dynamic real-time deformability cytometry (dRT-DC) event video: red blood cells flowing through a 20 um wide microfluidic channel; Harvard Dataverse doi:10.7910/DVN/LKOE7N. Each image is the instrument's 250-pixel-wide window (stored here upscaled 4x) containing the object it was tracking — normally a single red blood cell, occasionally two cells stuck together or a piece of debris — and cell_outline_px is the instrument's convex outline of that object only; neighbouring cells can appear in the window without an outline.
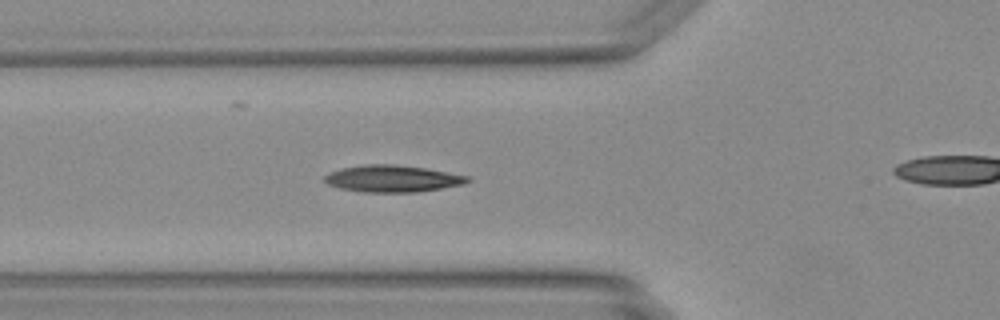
{"species": "Egyptian fruit bat (a non-hibernating species)", "species_latin": "Rousettus aegyptiacus", "temperature_condition": "warm", "stored_images_in_passage": 39, "camera_frame_rate_fps": 3000, "um_per_image_px": 0.085, "animal": {"sex": "female"}, "frame": {"image": 1, "passage_image": 17, "time_ms": 5.333, "image_size_px": [1000, 320], "cell_outline_px": [[472, 180], [464, 184], [416, 192], [364, 192], [340, 188], [328, 184], [324, 180], [324, 176], [340, 168], [364, 164], [396, 164], [424, 168], [468, 176]], "centroid_in_image_um": [33.35, 15.18], "position_along_channel_um": 92.5, "area_um2": 22.2}}